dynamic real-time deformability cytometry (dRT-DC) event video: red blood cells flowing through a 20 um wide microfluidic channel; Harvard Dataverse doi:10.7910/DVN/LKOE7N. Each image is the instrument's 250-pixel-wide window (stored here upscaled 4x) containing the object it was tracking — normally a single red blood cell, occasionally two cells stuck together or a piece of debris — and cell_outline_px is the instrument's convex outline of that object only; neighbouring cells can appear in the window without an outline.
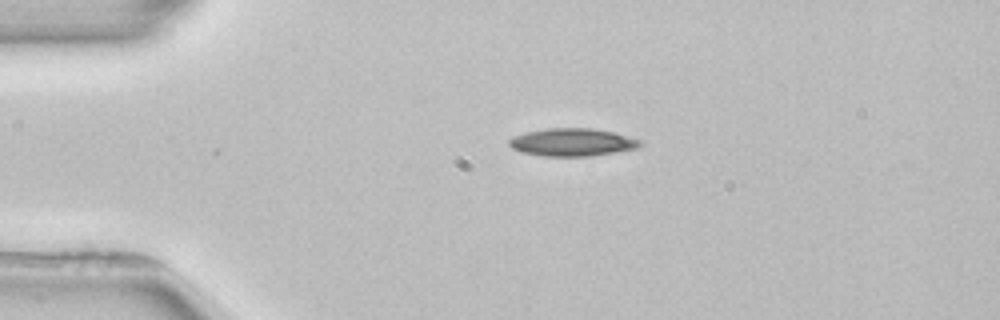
{"species": "common noctule bat (a hibernating species)", "species_latin": "Nyctalus noctula", "temperature_condition": "room temperature", "stored_images_in_passage": 2, "camera_frame_rate_fps": 3000, "um_per_image_px": 0.085, "animal": {"sex": "female", "body_mass_g": 22.7, "forearm_length_mm": 54.2}, "frame": {"image": 1, "passage_image": 1, "time_ms": 0.0, "image_size_px": [1000, 320], "cell_outline_px": [[644, 144], [636, 148], [588, 156], [544, 156], [520, 152], [512, 148], [508, 144], [508, 140], [512, 136], [528, 132], [548, 128], [592, 128], [612, 132], [644, 140]], "centroid_in_image_um": [48.64, 12.08], "position_along_channel_um": 36.4, "area_um2": 21.15}}